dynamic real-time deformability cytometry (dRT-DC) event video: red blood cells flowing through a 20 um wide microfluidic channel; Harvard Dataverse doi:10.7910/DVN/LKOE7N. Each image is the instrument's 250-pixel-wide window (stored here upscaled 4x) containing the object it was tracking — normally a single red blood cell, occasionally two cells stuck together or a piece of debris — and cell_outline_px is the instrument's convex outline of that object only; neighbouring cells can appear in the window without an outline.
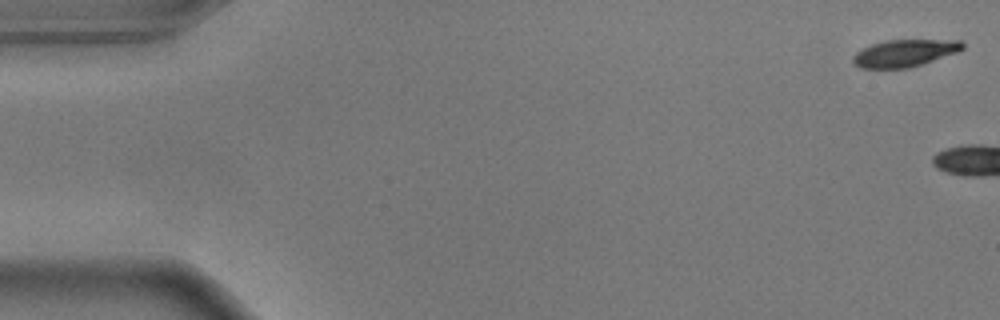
{"species": "common noctule bat (a hibernating species)", "species_latin": "Nyctalus noctula", "temperature_condition": "warm", "stored_images_in_passage": 3, "camera_frame_rate_fps": 3000, "um_per_image_px": 0.085, "animal": {"sex": "male", "body_mass_g": 17.9}, "frame": {"image": 1, "passage_image": 1, "time_ms": 0.0, "image_size_px": [1000, 320], "cell_outline_px": [[964, 48], [956, 52], [908, 68], [860, 68], [852, 64], [852, 56], [856, 52], [872, 44], [884, 40], [960, 40], [964, 44]], "centroid_in_image_um": [76.83, 4.51], "position_along_channel_um": 8.2, "area_um2": 17.17}}